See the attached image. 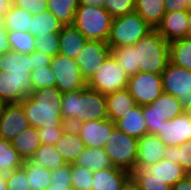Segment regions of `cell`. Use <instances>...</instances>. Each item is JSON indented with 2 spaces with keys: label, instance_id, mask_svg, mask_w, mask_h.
<instances>
[{
  "label": "cell",
  "instance_id": "cell-10",
  "mask_svg": "<svg viewBox=\"0 0 191 190\" xmlns=\"http://www.w3.org/2000/svg\"><path fill=\"white\" fill-rule=\"evenodd\" d=\"M161 76L163 92L178 98L183 107L191 103V70L169 62Z\"/></svg>",
  "mask_w": 191,
  "mask_h": 190
},
{
  "label": "cell",
  "instance_id": "cell-51",
  "mask_svg": "<svg viewBox=\"0 0 191 190\" xmlns=\"http://www.w3.org/2000/svg\"><path fill=\"white\" fill-rule=\"evenodd\" d=\"M171 190H191V176L187 175L171 187Z\"/></svg>",
  "mask_w": 191,
  "mask_h": 190
},
{
  "label": "cell",
  "instance_id": "cell-2",
  "mask_svg": "<svg viewBox=\"0 0 191 190\" xmlns=\"http://www.w3.org/2000/svg\"><path fill=\"white\" fill-rule=\"evenodd\" d=\"M61 116L70 127L84 121L106 119V97L88 87L65 92L62 95Z\"/></svg>",
  "mask_w": 191,
  "mask_h": 190
},
{
  "label": "cell",
  "instance_id": "cell-50",
  "mask_svg": "<svg viewBox=\"0 0 191 190\" xmlns=\"http://www.w3.org/2000/svg\"><path fill=\"white\" fill-rule=\"evenodd\" d=\"M190 0H165L166 13L175 11H188Z\"/></svg>",
  "mask_w": 191,
  "mask_h": 190
},
{
  "label": "cell",
  "instance_id": "cell-47",
  "mask_svg": "<svg viewBox=\"0 0 191 190\" xmlns=\"http://www.w3.org/2000/svg\"><path fill=\"white\" fill-rule=\"evenodd\" d=\"M68 127H41L37 128L41 144L54 145Z\"/></svg>",
  "mask_w": 191,
  "mask_h": 190
},
{
  "label": "cell",
  "instance_id": "cell-31",
  "mask_svg": "<svg viewBox=\"0 0 191 190\" xmlns=\"http://www.w3.org/2000/svg\"><path fill=\"white\" fill-rule=\"evenodd\" d=\"M7 32H29L33 15L14 5L3 15Z\"/></svg>",
  "mask_w": 191,
  "mask_h": 190
},
{
  "label": "cell",
  "instance_id": "cell-52",
  "mask_svg": "<svg viewBox=\"0 0 191 190\" xmlns=\"http://www.w3.org/2000/svg\"><path fill=\"white\" fill-rule=\"evenodd\" d=\"M11 50L8 41V32L6 30H0V54Z\"/></svg>",
  "mask_w": 191,
  "mask_h": 190
},
{
  "label": "cell",
  "instance_id": "cell-4",
  "mask_svg": "<svg viewBox=\"0 0 191 190\" xmlns=\"http://www.w3.org/2000/svg\"><path fill=\"white\" fill-rule=\"evenodd\" d=\"M152 28L136 12L115 17L112 20L107 44L110 49L121 46L135 45Z\"/></svg>",
  "mask_w": 191,
  "mask_h": 190
},
{
  "label": "cell",
  "instance_id": "cell-39",
  "mask_svg": "<svg viewBox=\"0 0 191 190\" xmlns=\"http://www.w3.org/2000/svg\"><path fill=\"white\" fill-rule=\"evenodd\" d=\"M11 50L19 54H30L35 48V37L29 32H8Z\"/></svg>",
  "mask_w": 191,
  "mask_h": 190
},
{
  "label": "cell",
  "instance_id": "cell-17",
  "mask_svg": "<svg viewBox=\"0 0 191 190\" xmlns=\"http://www.w3.org/2000/svg\"><path fill=\"white\" fill-rule=\"evenodd\" d=\"M188 14L187 11L165 13L156 30L169 43L173 40L187 37Z\"/></svg>",
  "mask_w": 191,
  "mask_h": 190
},
{
  "label": "cell",
  "instance_id": "cell-54",
  "mask_svg": "<svg viewBox=\"0 0 191 190\" xmlns=\"http://www.w3.org/2000/svg\"><path fill=\"white\" fill-rule=\"evenodd\" d=\"M122 190H142L136 180L130 176L124 183Z\"/></svg>",
  "mask_w": 191,
  "mask_h": 190
},
{
  "label": "cell",
  "instance_id": "cell-56",
  "mask_svg": "<svg viewBox=\"0 0 191 190\" xmlns=\"http://www.w3.org/2000/svg\"><path fill=\"white\" fill-rule=\"evenodd\" d=\"M0 190H8L4 173H0Z\"/></svg>",
  "mask_w": 191,
  "mask_h": 190
},
{
  "label": "cell",
  "instance_id": "cell-40",
  "mask_svg": "<svg viewBox=\"0 0 191 190\" xmlns=\"http://www.w3.org/2000/svg\"><path fill=\"white\" fill-rule=\"evenodd\" d=\"M71 179L74 190H93V171L72 163Z\"/></svg>",
  "mask_w": 191,
  "mask_h": 190
},
{
  "label": "cell",
  "instance_id": "cell-28",
  "mask_svg": "<svg viewBox=\"0 0 191 190\" xmlns=\"http://www.w3.org/2000/svg\"><path fill=\"white\" fill-rule=\"evenodd\" d=\"M74 164L93 172L113 167L104 148H86Z\"/></svg>",
  "mask_w": 191,
  "mask_h": 190
},
{
  "label": "cell",
  "instance_id": "cell-24",
  "mask_svg": "<svg viewBox=\"0 0 191 190\" xmlns=\"http://www.w3.org/2000/svg\"><path fill=\"white\" fill-rule=\"evenodd\" d=\"M12 147L24 161L31 160L35 151L41 145L36 127L29 126L25 131L11 141Z\"/></svg>",
  "mask_w": 191,
  "mask_h": 190
},
{
  "label": "cell",
  "instance_id": "cell-23",
  "mask_svg": "<svg viewBox=\"0 0 191 190\" xmlns=\"http://www.w3.org/2000/svg\"><path fill=\"white\" fill-rule=\"evenodd\" d=\"M115 127L122 130L129 136L140 139L148 134V129L144 121L142 106L137 105L125 117H121L114 122Z\"/></svg>",
  "mask_w": 191,
  "mask_h": 190
},
{
  "label": "cell",
  "instance_id": "cell-48",
  "mask_svg": "<svg viewBox=\"0 0 191 190\" xmlns=\"http://www.w3.org/2000/svg\"><path fill=\"white\" fill-rule=\"evenodd\" d=\"M143 116L148 129V134L156 135L165 122L163 117L157 114H143Z\"/></svg>",
  "mask_w": 191,
  "mask_h": 190
},
{
  "label": "cell",
  "instance_id": "cell-18",
  "mask_svg": "<svg viewBox=\"0 0 191 190\" xmlns=\"http://www.w3.org/2000/svg\"><path fill=\"white\" fill-rule=\"evenodd\" d=\"M54 147L67 164L75 163L78 156L86 149L78 132L70 126L63 132Z\"/></svg>",
  "mask_w": 191,
  "mask_h": 190
},
{
  "label": "cell",
  "instance_id": "cell-12",
  "mask_svg": "<svg viewBox=\"0 0 191 190\" xmlns=\"http://www.w3.org/2000/svg\"><path fill=\"white\" fill-rule=\"evenodd\" d=\"M114 127L115 123L108 118L84 121L73 126L86 148H104Z\"/></svg>",
  "mask_w": 191,
  "mask_h": 190
},
{
  "label": "cell",
  "instance_id": "cell-57",
  "mask_svg": "<svg viewBox=\"0 0 191 190\" xmlns=\"http://www.w3.org/2000/svg\"><path fill=\"white\" fill-rule=\"evenodd\" d=\"M188 14V29H187V37L191 38V8L187 11Z\"/></svg>",
  "mask_w": 191,
  "mask_h": 190
},
{
  "label": "cell",
  "instance_id": "cell-20",
  "mask_svg": "<svg viewBox=\"0 0 191 190\" xmlns=\"http://www.w3.org/2000/svg\"><path fill=\"white\" fill-rule=\"evenodd\" d=\"M59 53L70 59H75L83 50L88 41L85 36L74 25H63L59 32Z\"/></svg>",
  "mask_w": 191,
  "mask_h": 190
},
{
  "label": "cell",
  "instance_id": "cell-35",
  "mask_svg": "<svg viewBox=\"0 0 191 190\" xmlns=\"http://www.w3.org/2000/svg\"><path fill=\"white\" fill-rule=\"evenodd\" d=\"M111 55L119 63L121 69L125 71L128 77L139 72V65H137L136 49L134 45L111 49Z\"/></svg>",
  "mask_w": 191,
  "mask_h": 190
},
{
  "label": "cell",
  "instance_id": "cell-37",
  "mask_svg": "<svg viewBox=\"0 0 191 190\" xmlns=\"http://www.w3.org/2000/svg\"><path fill=\"white\" fill-rule=\"evenodd\" d=\"M164 159L180 164L188 175L191 174V141L179 146H166Z\"/></svg>",
  "mask_w": 191,
  "mask_h": 190
},
{
  "label": "cell",
  "instance_id": "cell-30",
  "mask_svg": "<svg viewBox=\"0 0 191 190\" xmlns=\"http://www.w3.org/2000/svg\"><path fill=\"white\" fill-rule=\"evenodd\" d=\"M29 181L30 190H46L51 181V170L33 162L24 161L23 167Z\"/></svg>",
  "mask_w": 191,
  "mask_h": 190
},
{
  "label": "cell",
  "instance_id": "cell-21",
  "mask_svg": "<svg viewBox=\"0 0 191 190\" xmlns=\"http://www.w3.org/2000/svg\"><path fill=\"white\" fill-rule=\"evenodd\" d=\"M131 173L117 167L93 172V190H122Z\"/></svg>",
  "mask_w": 191,
  "mask_h": 190
},
{
  "label": "cell",
  "instance_id": "cell-5",
  "mask_svg": "<svg viewBox=\"0 0 191 190\" xmlns=\"http://www.w3.org/2000/svg\"><path fill=\"white\" fill-rule=\"evenodd\" d=\"M112 20L104 8L78 6L73 25L87 40L107 42Z\"/></svg>",
  "mask_w": 191,
  "mask_h": 190
},
{
  "label": "cell",
  "instance_id": "cell-8",
  "mask_svg": "<svg viewBox=\"0 0 191 190\" xmlns=\"http://www.w3.org/2000/svg\"><path fill=\"white\" fill-rule=\"evenodd\" d=\"M49 67L56 76V88L62 93L87 87V82L73 59L57 54L52 57Z\"/></svg>",
  "mask_w": 191,
  "mask_h": 190
},
{
  "label": "cell",
  "instance_id": "cell-55",
  "mask_svg": "<svg viewBox=\"0 0 191 190\" xmlns=\"http://www.w3.org/2000/svg\"><path fill=\"white\" fill-rule=\"evenodd\" d=\"M12 5V0H0V16H3Z\"/></svg>",
  "mask_w": 191,
  "mask_h": 190
},
{
  "label": "cell",
  "instance_id": "cell-27",
  "mask_svg": "<svg viewBox=\"0 0 191 190\" xmlns=\"http://www.w3.org/2000/svg\"><path fill=\"white\" fill-rule=\"evenodd\" d=\"M0 71L10 74H30V54H19L13 50L0 54Z\"/></svg>",
  "mask_w": 191,
  "mask_h": 190
},
{
  "label": "cell",
  "instance_id": "cell-7",
  "mask_svg": "<svg viewBox=\"0 0 191 190\" xmlns=\"http://www.w3.org/2000/svg\"><path fill=\"white\" fill-rule=\"evenodd\" d=\"M128 80L125 71L110 54L87 82V87L106 95L126 89Z\"/></svg>",
  "mask_w": 191,
  "mask_h": 190
},
{
  "label": "cell",
  "instance_id": "cell-33",
  "mask_svg": "<svg viewBox=\"0 0 191 190\" xmlns=\"http://www.w3.org/2000/svg\"><path fill=\"white\" fill-rule=\"evenodd\" d=\"M49 10L62 25H73L79 0H47Z\"/></svg>",
  "mask_w": 191,
  "mask_h": 190
},
{
  "label": "cell",
  "instance_id": "cell-34",
  "mask_svg": "<svg viewBox=\"0 0 191 190\" xmlns=\"http://www.w3.org/2000/svg\"><path fill=\"white\" fill-rule=\"evenodd\" d=\"M31 160L48 170H55L67 164L52 144H41Z\"/></svg>",
  "mask_w": 191,
  "mask_h": 190
},
{
  "label": "cell",
  "instance_id": "cell-46",
  "mask_svg": "<svg viewBox=\"0 0 191 190\" xmlns=\"http://www.w3.org/2000/svg\"><path fill=\"white\" fill-rule=\"evenodd\" d=\"M12 5L27 11L31 15H38L48 8L47 0H12Z\"/></svg>",
  "mask_w": 191,
  "mask_h": 190
},
{
  "label": "cell",
  "instance_id": "cell-45",
  "mask_svg": "<svg viewBox=\"0 0 191 190\" xmlns=\"http://www.w3.org/2000/svg\"><path fill=\"white\" fill-rule=\"evenodd\" d=\"M8 190H30L26 171L21 167L5 174Z\"/></svg>",
  "mask_w": 191,
  "mask_h": 190
},
{
  "label": "cell",
  "instance_id": "cell-19",
  "mask_svg": "<svg viewBox=\"0 0 191 190\" xmlns=\"http://www.w3.org/2000/svg\"><path fill=\"white\" fill-rule=\"evenodd\" d=\"M143 114H157L163 120H171L184 113V107L178 98L163 92L154 102L142 106Z\"/></svg>",
  "mask_w": 191,
  "mask_h": 190
},
{
  "label": "cell",
  "instance_id": "cell-14",
  "mask_svg": "<svg viewBox=\"0 0 191 190\" xmlns=\"http://www.w3.org/2000/svg\"><path fill=\"white\" fill-rule=\"evenodd\" d=\"M156 136L166 146H179L191 141V118L182 113L171 120H166Z\"/></svg>",
  "mask_w": 191,
  "mask_h": 190
},
{
  "label": "cell",
  "instance_id": "cell-44",
  "mask_svg": "<svg viewBox=\"0 0 191 190\" xmlns=\"http://www.w3.org/2000/svg\"><path fill=\"white\" fill-rule=\"evenodd\" d=\"M105 10L113 17H119L135 11V0H106Z\"/></svg>",
  "mask_w": 191,
  "mask_h": 190
},
{
  "label": "cell",
  "instance_id": "cell-38",
  "mask_svg": "<svg viewBox=\"0 0 191 190\" xmlns=\"http://www.w3.org/2000/svg\"><path fill=\"white\" fill-rule=\"evenodd\" d=\"M131 176L142 190H171V186L152 175L147 168L135 169Z\"/></svg>",
  "mask_w": 191,
  "mask_h": 190
},
{
  "label": "cell",
  "instance_id": "cell-42",
  "mask_svg": "<svg viewBox=\"0 0 191 190\" xmlns=\"http://www.w3.org/2000/svg\"><path fill=\"white\" fill-rule=\"evenodd\" d=\"M30 83L33 90L56 87V76L49 66L32 70Z\"/></svg>",
  "mask_w": 191,
  "mask_h": 190
},
{
  "label": "cell",
  "instance_id": "cell-11",
  "mask_svg": "<svg viewBox=\"0 0 191 190\" xmlns=\"http://www.w3.org/2000/svg\"><path fill=\"white\" fill-rule=\"evenodd\" d=\"M111 54L107 42L88 40L79 56L74 59L83 78L88 82L100 65Z\"/></svg>",
  "mask_w": 191,
  "mask_h": 190
},
{
  "label": "cell",
  "instance_id": "cell-60",
  "mask_svg": "<svg viewBox=\"0 0 191 190\" xmlns=\"http://www.w3.org/2000/svg\"><path fill=\"white\" fill-rule=\"evenodd\" d=\"M0 30H6L3 16H0Z\"/></svg>",
  "mask_w": 191,
  "mask_h": 190
},
{
  "label": "cell",
  "instance_id": "cell-32",
  "mask_svg": "<svg viewBox=\"0 0 191 190\" xmlns=\"http://www.w3.org/2000/svg\"><path fill=\"white\" fill-rule=\"evenodd\" d=\"M170 62L191 70V38L184 37L169 42Z\"/></svg>",
  "mask_w": 191,
  "mask_h": 190
},
{
  "label": "cell",
  "instance_id": "cell-41",
  "mask_svg": "<svg viewBox=\"0 0 191 190\" xmlns=\"http://www.w3.org/2000/svg\"><path fill=\"white\" fill-rule=\"evenodd\" d=\"M71 164L51 170V181L46 190H74L71 186Z\"/></svg>",
  "mask_w": 191,
  "mask_h": 190
},
{
  "label": "cell",
  "instance_id": "cell-13",
  "mask_svg": "<svg viewBox=\"0 0 191 190\" xmlns=\"http://www.w3.org/2000/svg\"><path fill=\"white\" fill-rule=\"evenodd\" d=\"M31 92L30 74H10L0 71V99L4 103H20Z\"/></svg>",
  "mask_w": 191,
  "mask_h": 190
},
{
  "label": "cell",
  "instance_id": "cell-59",
  "mask_svg": "<svg viewBox=\"0 0 191 190\" xmlns=\"http://www.w3.org/2000/svg\"><path fill=\"white\" fill-rule=\"evenodd\" d=\"M6 106V103H4L1 99H0V118L2 117L3 114V110L4 107Z\"/></svg>",
  "mask_w": 191,
  "mask_h": 190
},
{
  "label": "cell",
  "instance_id": "cell-58",
  "mask_svg": "<svg viewBox=\"0 0 191 190\" xmlns=\"http://www.w3.org/2000/svg\"><path fill=\"white\" fill-rule=\"evenodd\" d=\"M184 113L191 118V103L184 107Z\"/></svg>",
  "mask_w": 191,
  "mask_h": 190
},
{
  "label": "cell",
  "instance_id": "cell-9",
  "mask_svg": "<svg viewBox=\"0 0 191 190\" xmlns=\"http://www.w3.org/2000/svg\"><path fill=\"white\" fill-rule=\"evenodd\" d=\"M126 89L137 105H149L163 93L162 76L139 71L129 77Z\"/></svg>",
  "mask_w": 191,
  "mask_h": 190
},
{
  "label": "cell",
  "instance_id": "cell-1",
  "mask_svg": "<svg viewBox=\"0 0 191 190\" xmlns=\"http://www.w3.org/2000/svg\"><path fill=\"white\" fill-rule=\"evenodd\" d=\"M62 95L56 87L33 90L20 104L30 126L41 127H69L62 120Z\"/></svg>",
  "mask_w": 191,
  "mask_h": 190
},
{
  "label": "cell",
  "instance_id": "cell-53",
  "mask_svg": "<svg viewBox=\"0 0 191 190\" xmlns=\"http://www.w3.org/2000/svg\"><path fill=\"white\" fill-rule=\"evenodd\" d=\"M106 0H79V6H91L105 9Z\"/></svg>",
  "mask_w": 191,
  "mask_h": 190
},
{
  "label": "cell",
  "instance_id": "cell-25",
  "mask_svg": "<svg viewBox=\"0 0 191 190\" xmlns=\"http://www.w3.org/2000/svg\"><path fill=\"white\" fill-rule=\"evenodd\" d=\"M135 11L152 29H156L166 13L165 0H135Z\"/></svg>",
  "mask_w": 191,
  "mask_h": 190
},
{
  "label": "cell",
  "instance_id": "cell-29",
  "mask_svg": "<svg viewBox=\"0 0 191 190\" xmlns=\"http://www.w3.org/2000/svg\"><path fill=\"white\" fill-rule=\"evenodd\" d=\"M62 26L49 10H45L38 15H33L29 33L34 37H41L48 33H59Z\"/></svg>",
  "mask_w": 191,
  "mask_h": 190
},
{
  "label": "cell",
  "instance_id": "cell-15",
  "mask_svg": "<svg viewBox=\"0 0 191 190\" xmlns=\"http://www.w3.org/2000/svg\"><path fill=\"white\" fill-rule=\"evenodd\" d=\"M29 126L20 103L6 104L0 118V138L11 142Z\"/></svg>",
  "mask_w": 191,
  "mask_h": 190
},
{
  "label": "cell",
  "instance_id": "cell-49",
  "mask_svg": "<svg viewBox=\"0 0 191 190\" xmlns=\"http://www.w3.org/2000/svg\"><path fill=\"white\" fill-rule=\"evenodd\" d=\"M51 61H52V57L49 55H44L36 51H33L30 53L31 71L35 69L47 67L50 65Z\"/></svg>",
  "mask_w": 191,
  "mask_h": 190
},
{
  "label": "cell",
  "instance_id": "cell-6",
  "mask_svg": "<svg viewBox=\"0 0 191 190\" xmlns=\"http://www.w3.org/2000/svg\"><path fill=\"white\" fill-rule=\"evenodd\" d=\"M113 167L132 173L136 169L138 139L114 127L108 142L104 145Z\"/></svg>",
  "mask_w": 191,
  "mask_h": 190
},
{
  "label": "cell",
  "instance_id": "cell-22",
  "mask_svg": "<svg viewBox=\"0 0 191 190\" xmlns=\"http://www.w3.org/2000/svg\"><path fill=\"white\" fill-rule=\"evenodd\" d=\"M107 105V116L112 122L125 117L137 106L134 98L127 89L119 90L105 95Z\"/></svg>",
  "mask_w": 191,
  "mask_h": 190
},
{
  "label": "cell",
  "instance_id": "cell-43",
  "mask_svg": "<svg viewBox=\"0 0 191 190\" xmlns=\"http://www.w3.org/2000/svg\"><path fill=\"white\" fill-rule=\"evenodd\" d=\"M59 33H48L45 36L35 37L34 51L54 57L59 53Z\"/></svg>",
  "mask_w": 191,
  "mask_h": 190
},
{
  "label": "cell",
  "instance_id": "cell-36",
  "mask_svg": "<svg viewBox=\"0 0 191 190\" xmlns=\"http://www.w3.org/2000/svg\"><path fill=\"white\" fill-rule=\"evenodd\" d=\"M24 160L12 147L10 141L0 138V173L7 174L23 167Z\"/></svg>",
  "mask_w": 191,
  "mask_h": 190
},
{
  "label": "cell",
  "instance_id": "cell-3",
  "mask_svg": "<svg viewBox=\"0 0 191 190\" xmlns=\"http://www.w3.org/2000/svg\"><path fill=\"white\" fill-rule=\"evenodd\" d=\"M134 47L141 72L161 75L170 62L169 43L156 29L139 39Z\"/></svg>",
  "mask_w": 191,
  "mask_h": 190
},
{
  "label": "cell",
  "instance_id": "cell-16",
  "mask_svg": "<svg viewBox=\"0 0 191 190\" xmlns=\"http://www.w3.org/2000/svg\"><path fill=\"white\" fill-rule=\"evenodd\" d=\"M166 145L156 136L147 134L138 139L136 169L149 168L164 159Z\"/></svg>",
  "mask_w": 191,
  "mask_h": 190
},
{
  "label": "cell",
  "instance_id": "cell-26",
  "mask_svg": "<svg viewBox=\"0 0 191 190\" xmlns=\"http://www.w3.org/2000/svg\"><path fill=\"white\" fill-rule=\"evenodd\" d=\"M147 169L152 175L159 178L171 187L188 175L180 164L166 159L160 160Z\"/></svg>",
  "mask_w": 191,
  "mask_h": 190
}]
</instances>
